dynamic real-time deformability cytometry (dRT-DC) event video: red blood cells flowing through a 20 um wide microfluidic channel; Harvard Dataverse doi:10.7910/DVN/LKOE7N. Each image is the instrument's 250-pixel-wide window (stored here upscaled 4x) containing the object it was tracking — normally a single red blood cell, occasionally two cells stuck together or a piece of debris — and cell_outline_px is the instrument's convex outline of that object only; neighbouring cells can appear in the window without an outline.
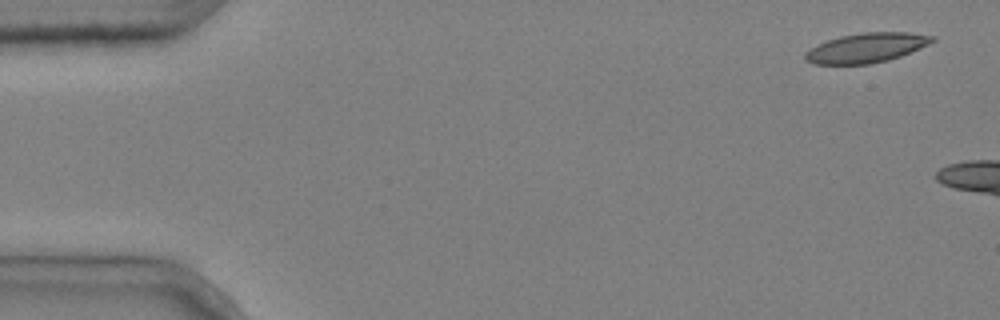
{"species": "common noctule bat (a hibernating species)", "species_latin": "Nyctalus noctula", "temperature_condition": "cold", "stored_images_in_passage": 3, "camera_frame_rate_fps": 3000, "um_per_image_px": 0.085, "animal": {"sex": "male", "body_mass_g": 20.4}, "frame": {"image": 1, "passage_image": 1, "time_ms": 0.0, "image_size_px": [1000, 320], "cell_outline_px": [[936, 40], [920, 48], [900, 56], [888, 60], [868, 64], [816, 64], [804, 60], [804, 52], [828, 40], [840, 36], [864, 32], [908, 32], [936, 36]], "centroid_in_image_um": [73.67, 4.06], "position_along_channel_um": 11.3, "area_um2": 21.79}}